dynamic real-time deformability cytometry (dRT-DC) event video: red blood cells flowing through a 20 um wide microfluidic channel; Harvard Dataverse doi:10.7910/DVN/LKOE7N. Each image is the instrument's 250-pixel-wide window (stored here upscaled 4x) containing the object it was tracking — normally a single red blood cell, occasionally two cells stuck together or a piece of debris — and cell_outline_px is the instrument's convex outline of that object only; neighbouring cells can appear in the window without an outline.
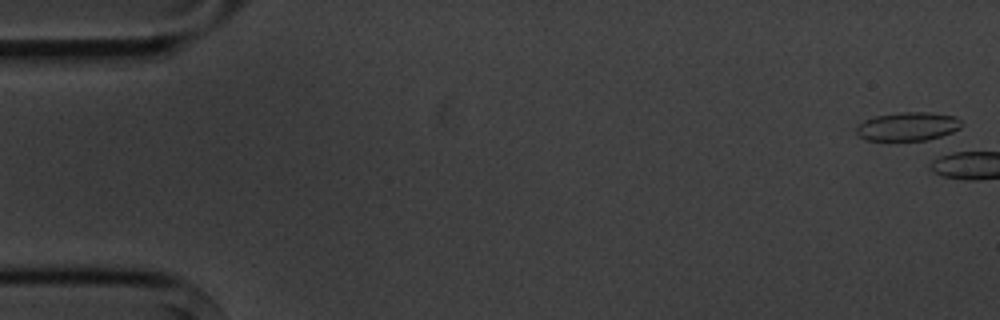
{"species": "common noctule bat (a hibernating species)", "species_latin": "Nyctalus noctula", "temperature_condition": "cold", "stored_images_in_passage": 6, "camera_frame_rate_fps": 3000, "um_per_image_px": 0.085, "animal": {"sex": "male", "body_mass_g": 20.1, "forearm_length_mm": 53.5}, "frame": {"image": 1, "passage_image": 1, "time_ms": 0.0, "image_size_px": [1000, 320], "cell_outline_px": [[960, 128], [952, 132], [928, 140], [888, 144], [864, 140], [856, 132], [856, 128], [864, 120], [876, 116], [904, 112], [928, 112], [956, 116], [960, 120]], "centroid_in_image_um": [77.1, 10.81], "position_along_channel_um": 7.9, "area_um2": 18.26}}